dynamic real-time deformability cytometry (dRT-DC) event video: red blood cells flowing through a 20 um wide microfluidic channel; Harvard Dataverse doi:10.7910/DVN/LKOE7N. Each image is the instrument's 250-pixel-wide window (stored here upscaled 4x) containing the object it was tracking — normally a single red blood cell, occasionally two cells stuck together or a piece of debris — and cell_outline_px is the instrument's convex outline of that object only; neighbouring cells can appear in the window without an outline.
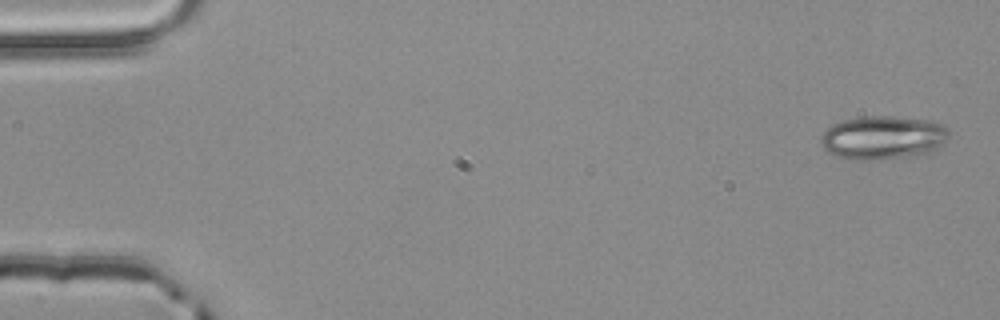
{"species": "common noctule bat (a hibernating species)", "species_latin": "Nyctalus noctula", "temperature_condition": "room temperature", "stored_images_in_passage": 2, "camera_frame_rate_fps": 3000, "um_per_image_px": 0.085, "animal": {"sex": "male", "body_mass_g": 20.4}, "frame": {"image": 1, "passage_image": 2, "time_ms": 0.333, "image_size_px": [1000, 320], "cell_outline_px": [[948, 136], [936, 148], [924, 156], [884, 160], [856, 160], [836, 156], [828, 152], [824, 148], [820, 140], [820, 136], [832, 124], [844, 120], [864, 116], [892, 116], [928, 120], [944, 124], [948, 132]], "centroid_in_image_um": [75.05, 11.72], "position_along_channel_um": 9.9, "area_um2": 32.89}}